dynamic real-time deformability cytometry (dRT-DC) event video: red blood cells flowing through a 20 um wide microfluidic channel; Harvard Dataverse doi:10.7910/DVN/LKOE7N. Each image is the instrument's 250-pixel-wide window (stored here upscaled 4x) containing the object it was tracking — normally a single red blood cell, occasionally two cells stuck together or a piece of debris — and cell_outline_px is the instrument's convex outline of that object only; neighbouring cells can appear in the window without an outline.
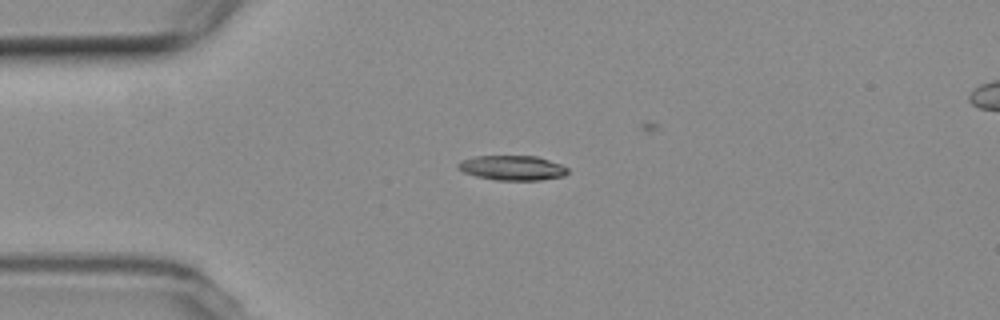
{"species": "common noctule bat (a hibernating species)", "species_latin": "Nyctalus noctula", "temperature_condition": "room temperature", "stored_images_in_passage": 4, "segment_of_instrument_passage": [1, 2], "camera_frame_rate_fps": 3000, "um_per_image_px": 0.085, "animal": {"sex": "female", "body_mass_g": 19.3, "forearm_length_mm": 54.1}, "frame": {"image": 1, "passage_image": 1, "time_ms": 0.0, "image_size_px": [1000, 320], "cell_outline_px": [[568, 172], [564, 176], [540, 180], [496, 180], [476, 176], [464, 172], [456, 168], [456, 164], [460, 160], [476, 156], [536, 156], [560, 164], [568, 168]], "centroid_in_image_um": [43.51, 14.27], "position_along_channel_um": 41.5, "area_um2": 15.84}}